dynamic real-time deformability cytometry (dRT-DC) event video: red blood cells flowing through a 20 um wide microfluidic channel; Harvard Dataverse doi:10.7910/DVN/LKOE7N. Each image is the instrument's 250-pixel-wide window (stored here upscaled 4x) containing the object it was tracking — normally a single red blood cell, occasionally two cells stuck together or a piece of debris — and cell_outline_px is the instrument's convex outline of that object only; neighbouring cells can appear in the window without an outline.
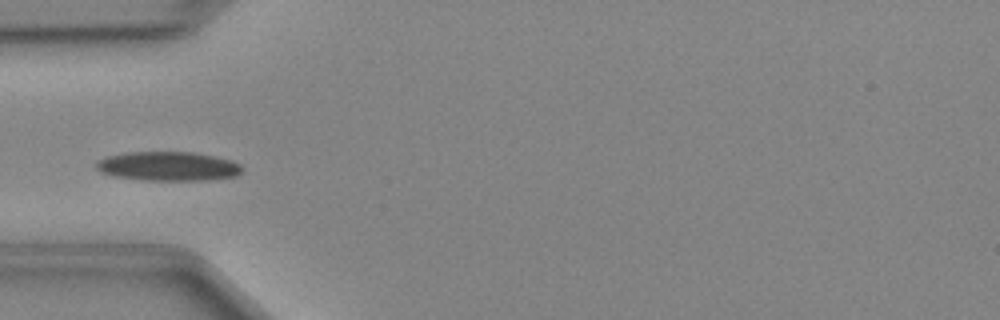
{"species": "Egyptian fruit bat (a non-hibernating species)", "species_latin": "Rousettus aegyptiacus", "temperature_condition": "cold", "stored_images_in_passage": 38, "camera_frame_rate_fps": 3000, "um_per_image_px": 0.085, "animal": {"sex": "female"}, "frame": {"image": 1, "passage_image": 5, "time_ms": 1.333, "image_size_px": [1000, 320], "cell_outline_px": [[244, 168], [236, 176], [208, 180], [144, 180], [112, 176], [100, 172], [96, 168], [96, 160], [108, 156], [128, 152], [192, 152], [232, 160], [240, 164]], "centroid_in_image_um": [14.27, 14.13], "position_along_channel_um": 70.7, "area_um2": 24.85}}
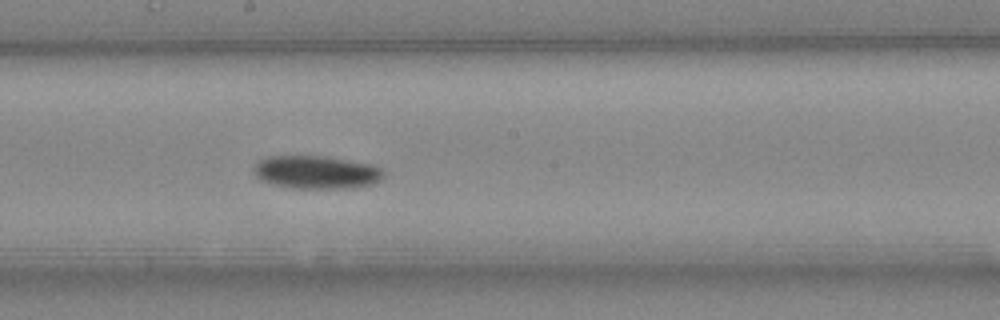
{"frame": {"image": 2, "passage_image": 16, "time_ms": 5.0, "image_size_px": [1000, 320], "cell_outline_px": [[384, 176], [380, 180], [372, 184], [348, 188], [292, 188], [272, 184], [256, 176], [252, 168], [260, 160], [268, 156], [320, 156], [372, 164], [380, 168], [384, 172]], "centroid_in_image_um": [26.89, 14.64], "position_along_channel_um": 221.3, "area_um2": 24.8}}
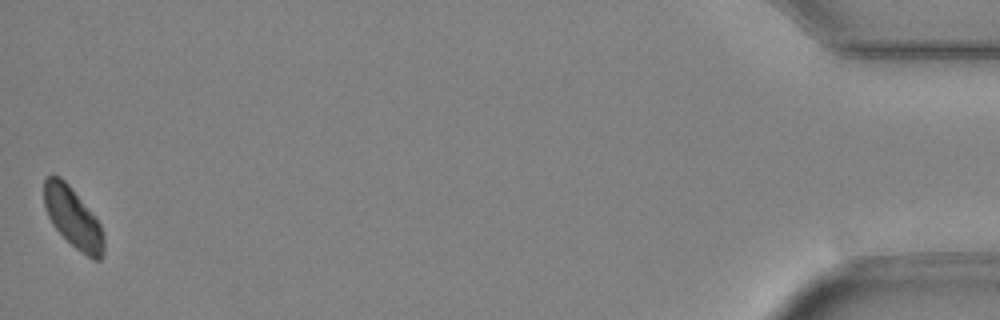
{"frame": {"image": 3, "passage_image": 38, "time_ms": 12.333, "image_size_px": [1000, 320], "cell_outline_px": [[104, 252], [100, 260], [96, 260], [80, 252], [52, 224], [48, 216], [44, 204], [44, 180], [48, 176], [60, 176], [68, 184], [100, 224], [104, 236]], "centroid_in_image_um": [6.2, 18.52], "position_along_channel_um": 429.0, "area_um2": 20.46}}